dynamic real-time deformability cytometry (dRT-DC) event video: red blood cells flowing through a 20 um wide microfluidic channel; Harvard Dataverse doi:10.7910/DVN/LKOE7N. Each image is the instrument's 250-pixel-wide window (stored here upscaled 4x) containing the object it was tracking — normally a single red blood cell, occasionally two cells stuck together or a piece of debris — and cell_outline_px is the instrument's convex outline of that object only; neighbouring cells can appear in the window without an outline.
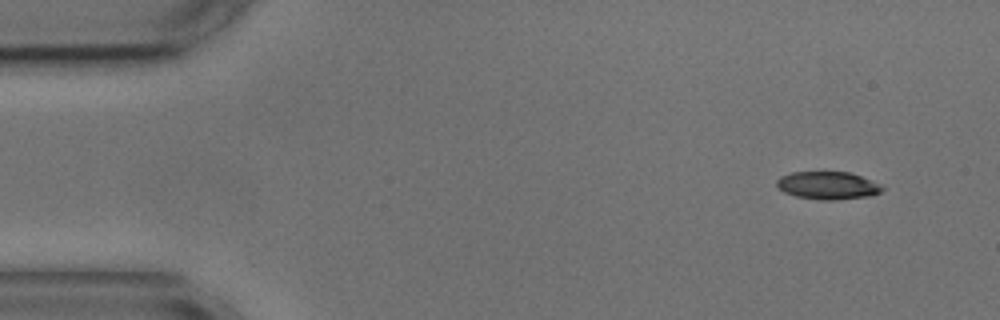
{"species": "common noctule bat (a hibernating species)", "species_latin": "Nyctalus noctula", "temperature_condition": "cold", "stored_images_in_passage": 4, "camera_frame_rate_fps": 3000, "um_per_image_px": 0.085, "animal": {"sex": "male", "body_mass_g": 17.9, "forearm_length_mm": 54.2}, "frame": {"image": 1, "passage_image": 1, "time_ms": 0.0, "image_size_px": [1000, 320], "cell_outline_px": [[884, 188], [880, 192], [868, 196], [836, 200], [820, 200], [796, 196], [784, 192], [776, 188], [776, 180], [780, 176], [792, 172], [848, 172], [860, 176], [880, 184]], "centroid_in_image_um": [70.31, 15.76], "position_along_channel_um": 14.7, "area_um2": 17.05}}
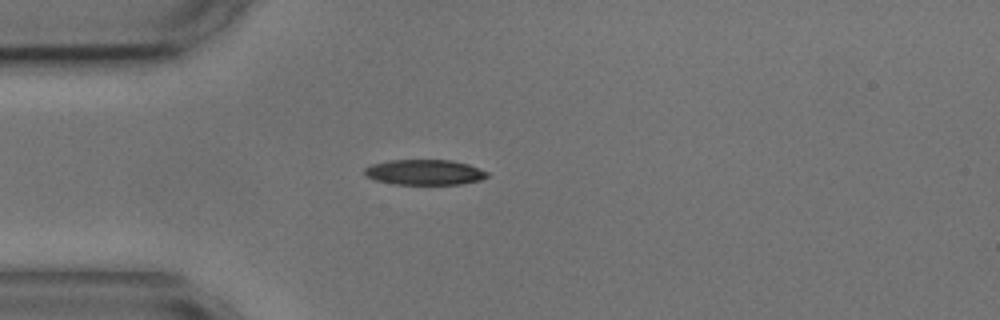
{"frame": {"image": 2, "passage_image": 4, "time_ms": 3.333, "image_size_px": [1000, 320], "cell_outline_px": [[488, 176], [480, 180], [460, 184], [392, 184], [376, 180], [364, 176], [364, 168], [372, 164], [388, 160], [452, 160], [468, 164], [488, 172]], "centroid_in_image_um": [36.05, 14.64], "position_along_channel_um": 48.9, "area_um2": 18.15}}